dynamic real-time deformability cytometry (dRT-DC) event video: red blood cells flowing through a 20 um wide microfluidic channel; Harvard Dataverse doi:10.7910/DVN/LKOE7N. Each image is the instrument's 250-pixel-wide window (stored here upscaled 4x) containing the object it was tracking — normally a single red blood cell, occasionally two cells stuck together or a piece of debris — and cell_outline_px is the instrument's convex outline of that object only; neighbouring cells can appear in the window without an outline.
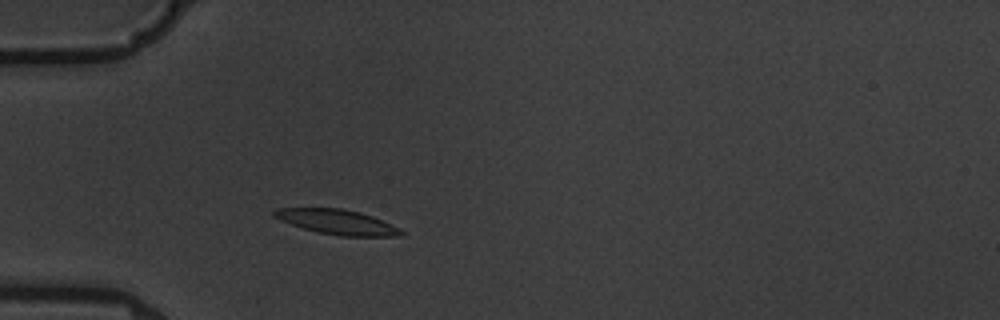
{"species": "common noctule bat (a hibernating species)", "species_latin": "Nyctalus noctula", "temperature_condition": "warm", "stored_images_in_passage": 2, "camera_frame_rate_fps": 3000, "um_per_image_px": 0.085, "animal": {"sex": "male", "body_mass_g": 19.5, "forearm_length_mm": 54.6}, "frame": {"image": 1, "passage_image": 2, "time_ms": 1.0, "image_size_px": [1000, 320], "cell_outline_px": [[404, 232], [400, 236], [340, 236], [320, 232], [304, 228], [280, 220], [272, 216], [272, 212], [276, 208], [340, 208], [360, 212], [372, 216], [400, 228]], "centroid_in_image_um": [28.65, 18.86], "position_along_channel_um": 56.3, "area_um2": 18.21}}